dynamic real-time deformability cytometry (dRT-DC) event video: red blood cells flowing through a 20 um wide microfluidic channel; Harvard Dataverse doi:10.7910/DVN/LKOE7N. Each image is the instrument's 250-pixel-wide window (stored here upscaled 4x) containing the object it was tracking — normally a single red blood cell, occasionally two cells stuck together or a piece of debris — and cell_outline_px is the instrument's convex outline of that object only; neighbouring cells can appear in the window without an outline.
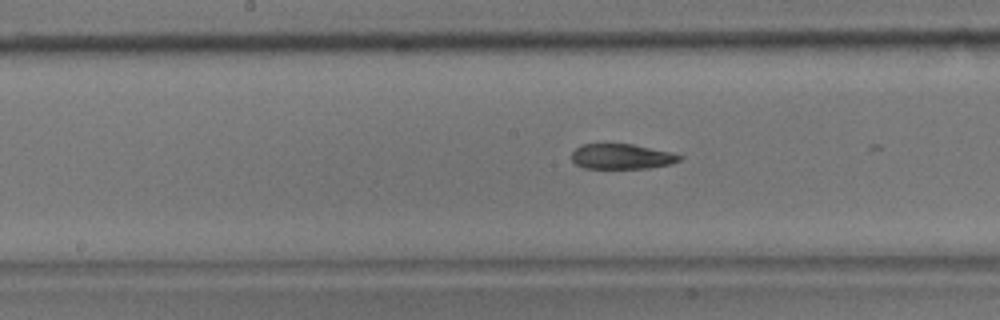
{"species": "common noctule bat (a hibernating species)", "species_latin": "Nyctalus noctula", "temperature_condition": "room temperature", "stored_images_in_passage": 31, "camera_frame_rate_fps": 3000, "um_per_image_px": 0.085, "animal": {"sex": "male", "body_mass_g": 17.9}, "frame": {"image": 1, "passage_image": 26, "time_ms": 8.333, "image_size_px": [1000, 320], "cell_outline_px": [[684, 156], [680, 160], [672, 164], [648, 168], [584, 168], [576, 164], [572, 160], [572, 152], [580, 144], [632, 144], [672, 152]], "centroid_in_image_um": [52.86, 13.3], "position_along_channel_um": 195.3, "area_um2": 15.9}}
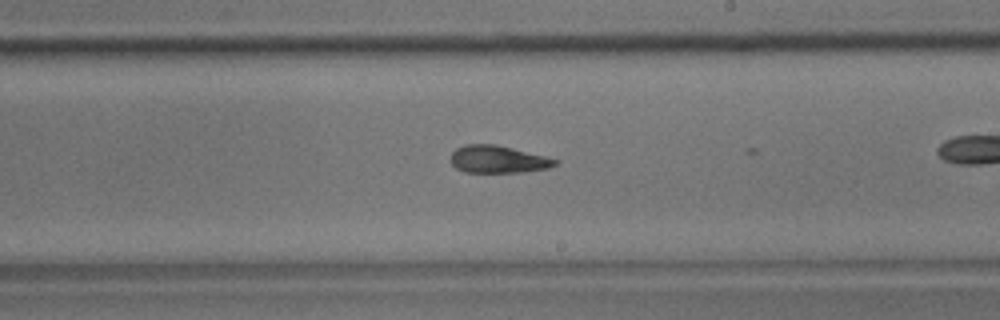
{"frame": {"image": 2, "passage_image": 30, "time_ms": 9.667, "image_size_px": [1000, 320], "cell_outline_px": [[560, 160], [556, 164], [548, 168], [524, 172], [464, 172], [456, 168], [452, 164], [452, 152], [456, 148], [464, 144], [496, 144]], "centroid_in_image_um": [42.32, 13.54], "position_along_channel_um": 246.7, "area_um2": 16.59}}